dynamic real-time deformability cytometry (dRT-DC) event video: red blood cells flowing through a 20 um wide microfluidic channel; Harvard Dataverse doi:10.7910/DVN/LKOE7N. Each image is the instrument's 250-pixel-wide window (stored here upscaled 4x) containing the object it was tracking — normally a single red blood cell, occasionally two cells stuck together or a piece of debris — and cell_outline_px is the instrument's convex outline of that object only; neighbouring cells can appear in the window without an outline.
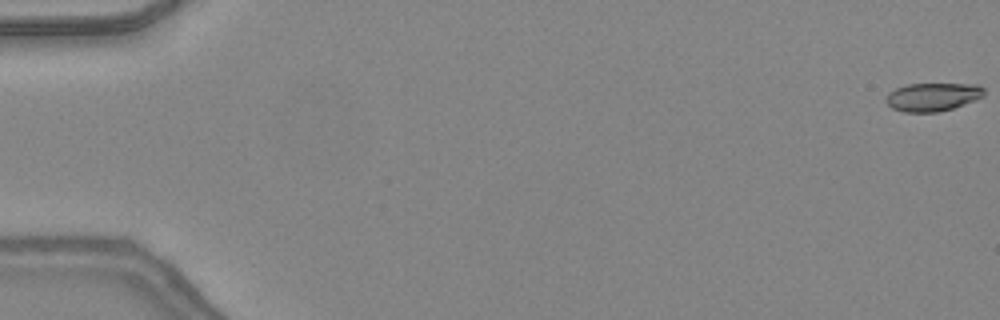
{"species": "common noctule bat (a hibernating species)", "species_latin": "Nyctalus noctula", "temperature_condition": "warm", "stored_images_in_passage": 48, "camera_frame_rate_fps": 3000, "um_per_image_px": 0.085, "animal": {"sex": "female", "body_mass_g": 24.6, "forearm_length_mm": 56.2}, "frame": {"image": 1, "passage_image": 1, "time_ms": 0.0, "image_size_px": [1000, 320], "cell_outline_px": [[984, 96], [952, 108], [940, 112], [904, 112], [892, 108], [888, 104], [888, 92], [896, 88], [908, 84], [976, 84], [984, 88]], "centroid_in_image_um": [79.28, 8.23], "position_along_channel_um": 5.7, "area_um2": 15.95}}
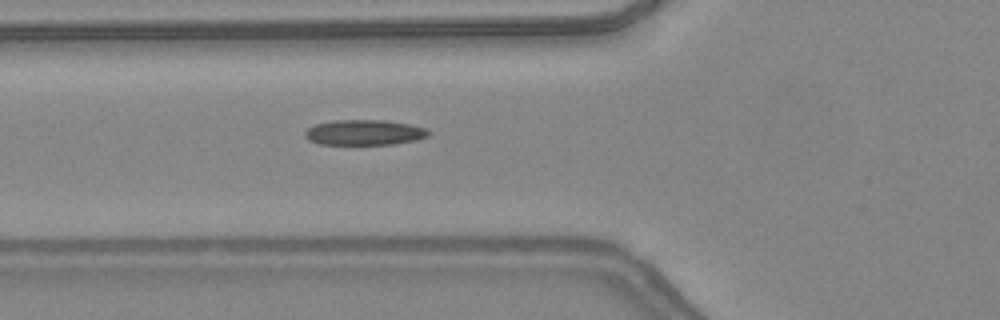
{"frame": {"image": 2, "passage_image": 19, "time_ms": 6.0, "image_size_px": [1000, 320], "cell_outline_px": [[428, 136], [416, 140], [392, 144], [320, 144], [308, 140], [304, 136], [304, 132], [308, 128], [316, 124], [332, 120], [384, 120], [408, 124], [424, 128], [428, 132]], "centroid_in_image_um": [30.91, 11.26], "position_along_channel_um": 94.9, "area_um2": 18.09}}
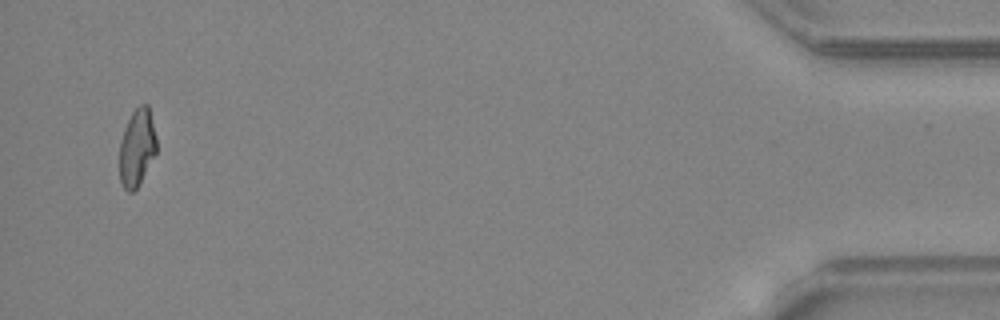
{"frame": {"image": 3, "passage_image": 47, "time_ms": 15.333, "image_size_px": [1000, 320], "cell_outline_px": [[156, 152], [136, 188], [132, 192], [128, 192], [124, 188], [120, 180], [120, 140], [124, 128], [132, 112], [140, 104], [148, 104], [156, 136]], "centroid_in_image_um": [11.63, 12.51], "position_along_channel_um": 423.6, "area_um2": 16.42}, "authors_computed_cell_mechanics": {"area_um2": 17.5134, "velocity_mm_per_s": 4.4023, "shape_relaxation_time_tau1_ms": null, "shape_relaxation_time_tau2_ms": 2.1935, "deformation_change_tau1": null, "deformation_change_tau2": 0.1003}}